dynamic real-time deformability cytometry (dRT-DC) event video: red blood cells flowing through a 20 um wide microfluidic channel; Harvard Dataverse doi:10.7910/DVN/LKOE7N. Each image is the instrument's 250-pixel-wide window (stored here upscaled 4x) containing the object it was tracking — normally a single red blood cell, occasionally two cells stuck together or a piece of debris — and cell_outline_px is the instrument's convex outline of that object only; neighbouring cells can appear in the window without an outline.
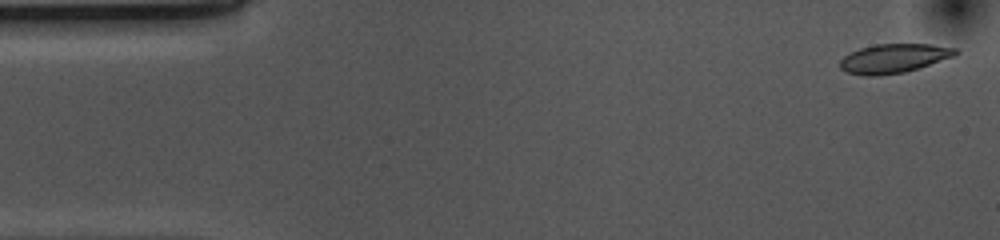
{"species": "common noctule bat (a hibernating species)", "species_latin": "Nyctalus noctula", "temperature_condition": "cold", "stored_images_in_passage": 53, "camera_frame_rate_fps": 3000, "um_per_image_px": 0.085, "animal": {"sex": "female", "body_mass_g": 10.0, "forearm_length_mm": 53.1}, "frame": {"image": 1, "passage_image": 2, "time_ms": 0.333, "image_size_px": [1000, 240], "cell_outline_px": [[960, 52], [956, 56], [920, 68], [904, 72], [872, 76], [864, 76], [848, 72], [840, 68], [840, 60], [844, 56], [860, 48], [876, 44], [928, 44], [956, 48]], "centroid_in_image_um": [76.01, 4.96], "position_along_channel_um": 9.0, "area_um2": 19.59}}
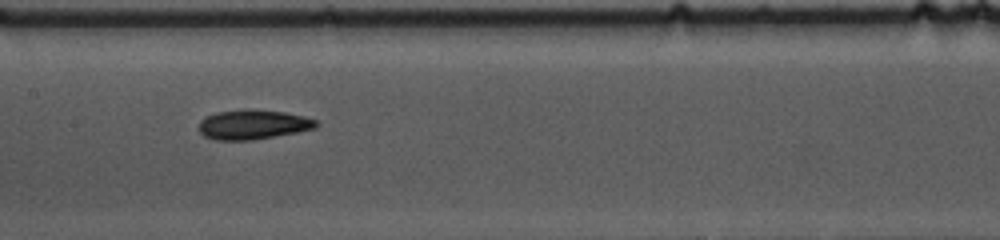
{"frame": {"image": 2, "passage_image": 25, "time_ms": 8.0, "image_size_px": [1000, 240], "cell_outline_px": [[320, 124], [316, 128], [296, 132], [252, 140], [216, 140], [204, 136], [200, 132], [200, 120], [216, 112], [244, 108], [248, 108], [284, 112], [304, 116], [316, 120]], "centroid_in_image_um": [21.52, 10.57], "position_along_channel_um": 185.9, "area_um2": 20.29}}
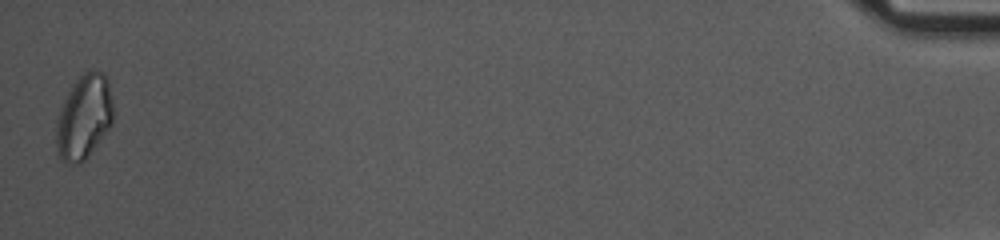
{"frame": {"image": 3, "passage_image": 53, "time_ms": 17.333, "image_size_px": [1000, 240], "cell_outline_px": [[112, 124], [88, 156], [80, 164], [68, 164], [60, 160], [56, 144], [56, 120], [64, 100], [68, 92], [76, 80], [88, 68], [92, 68], [104, 72], [108, 80], [112, 100]], "centroid_in_image_um": [7.13, 9.93], "position_along_channel_um": 428.1, "area_um2": 28.15}, "authors_computed_cell_mechanics": {"area_um2": 20.0566, "velocity_mm_per_s": 3.6651, "shape_relaxation_time_tau1_ms": 6.7006, "shape_relaxation_time_tau2_ms": 4.6066, "deformation_change_tau1": 0.1461, "deformation_change_tau2": 0.0949}}